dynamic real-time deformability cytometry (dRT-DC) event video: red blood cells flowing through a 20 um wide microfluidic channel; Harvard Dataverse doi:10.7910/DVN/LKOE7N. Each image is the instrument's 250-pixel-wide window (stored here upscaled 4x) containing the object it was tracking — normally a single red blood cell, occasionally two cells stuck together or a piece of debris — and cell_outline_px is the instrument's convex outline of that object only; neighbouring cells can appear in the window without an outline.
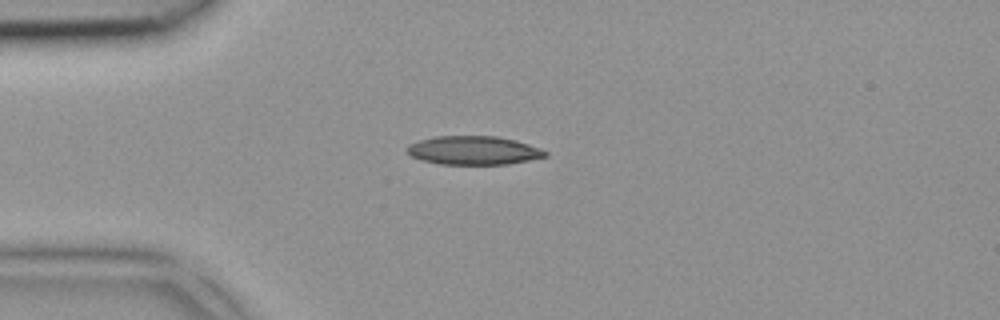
{"species": "common noctule bat (a hibernating species)", "species_latin": "Nyctalus noctula", "temperature_condition": "room temperature", "stored_images_in_passage": 5, "camera_frame_rate_fps": 3000, "um_per_image_px": 0.085, "animal": {"sex": "female", "body_mass_g": 18.4}, "frame": {"image": 1, "passage_image": 3, "time_ms": 0.667, "image_size_px": [1000, 320], "cell_outline_px": [[548, 156], [508, 164], [440, 164], [424, 160], [412, 156], [408, 152], [408, 144], [420, 140], [436, 136], [496, 136], [516, 140], [540, 148], [548, 152]], "centroid_in_image_um": [40.29, 12.78], "position_along_channel_um": 44.7, "area_um2": 22.89}}